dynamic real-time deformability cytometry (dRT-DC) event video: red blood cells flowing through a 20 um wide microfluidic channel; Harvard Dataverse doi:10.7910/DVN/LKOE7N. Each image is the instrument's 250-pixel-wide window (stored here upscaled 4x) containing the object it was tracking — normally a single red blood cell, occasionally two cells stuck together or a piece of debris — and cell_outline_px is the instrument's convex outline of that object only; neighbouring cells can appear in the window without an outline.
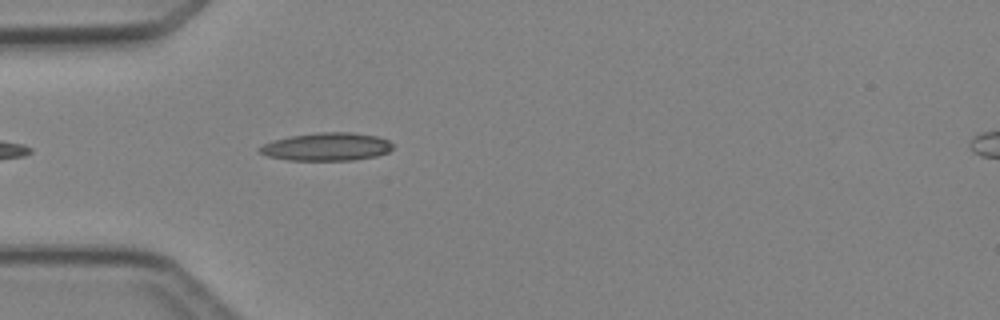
{"species": "Egyptian fruit bat (a non-hibernating species)", "species_latin": "Rousettus aegyptiacus", "temperature_condition": "cold", "stored_images_in_passage": 3, "camera_frame_rate_fps": 3000, "um_per_image_px": 0.085, "animal": {"sex": "female"}, "frame": {"image": 1, "passage_image": 3, "time_ms": 2.333, "image_size_px": [1000, 320], "cell_outline_px": [[392, 148], [388, 152], [376, 156], [352, 160], [288, 160], [268, 156], [260, 152], [260, 148], [264, 144], [272, 140], [288, 136], [316, 132], [352, 132], [376, 136], [388, 140], [392, 144]], "centroid_in_image_um": [27.77, 12.46], "position_along_channel_um": 57.2, "area_um2": 21.68}}